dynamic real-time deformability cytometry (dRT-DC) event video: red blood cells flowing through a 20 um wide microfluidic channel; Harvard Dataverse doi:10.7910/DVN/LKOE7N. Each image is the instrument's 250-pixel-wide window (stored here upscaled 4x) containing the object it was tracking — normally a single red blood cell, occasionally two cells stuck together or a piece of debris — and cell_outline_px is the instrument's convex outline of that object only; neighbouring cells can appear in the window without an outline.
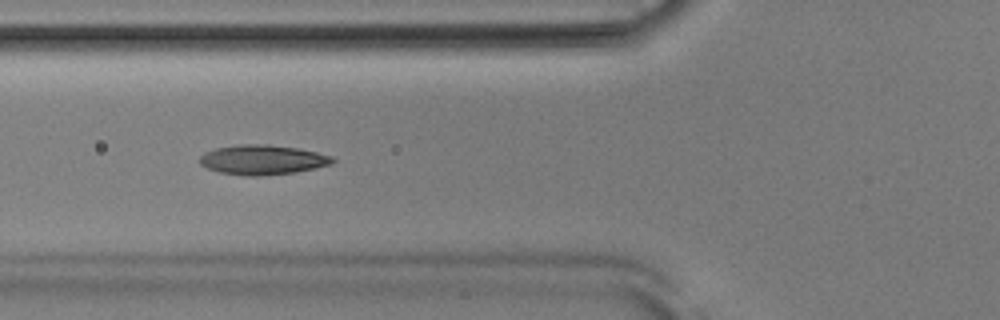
{"species": "Egyptian fruit bat (a non-hibernating species)", "species_latin": "Rousettus aegyptiacus", "temperature_condition": "room temperature", "stored_images_in_passage": 42, "camera_frame_rate_fps": 3000, "um_per_image_px": 0.085, "animal": {"sex": "male"}, "frame": {"image": 1, "passage_image": 9, "time_ms": 2.667, "image_size_px": [1000, 320], "cell_outline_px": [[336, 160], [332, 164], [316, 168], [296, 172], [260, 176], [244, 176], [220, 172], [208, 168], [200, 164], [200, 156], [204, 152], [216, 148], [240, 144], [268, 144], [300, 148], [332, 156]], "centroid_in_image_um": [22.34, 13.58], "position_along_channel_um": 103.5, "area_um2": 23.18}}
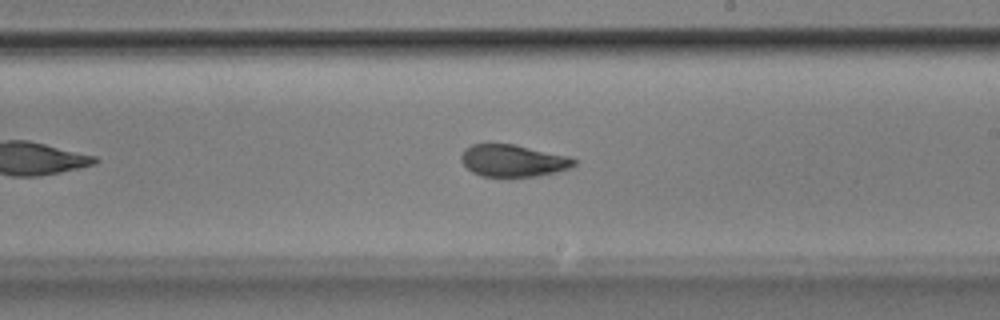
{"frame": {"image": 2, "passage_image": 20, "time_ms": 6.333, "image_size_px": [1000, 320], "cell_outline_px": [[576, 164], [568, 168], [556, 172], [536, 176], [512, 180], [480, 176], [472, 172], [460, 160], [460, 156], [464, 148], [472, 144], [512, 144], [568, 156], [576, 160]], "centroid_in_image_um": [43.56, 13.71], "position_along_channel_um": 245.4, "area_um2": 21.68}}
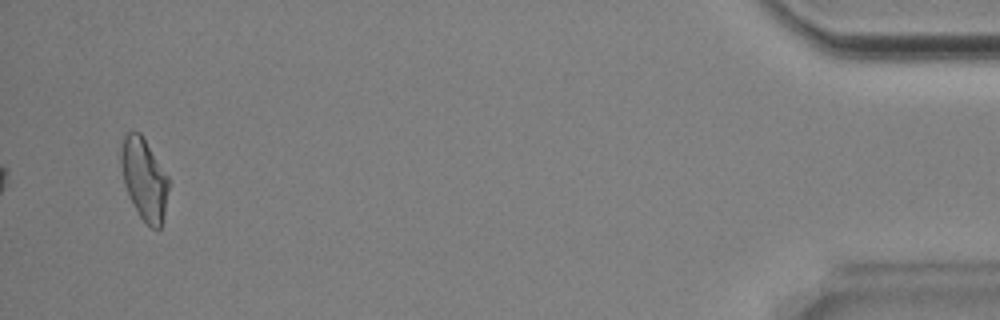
{"frame": {"image": 3, "passage_image": 40, "time_ms": 13.0, "image_size_px": [1000, 320], "cell_outline_px": [[168, 188], [164, 212], [160, 228], [156, 232], [140, 216], [124, 184], [120, 160], [120, 148], [124, 136], [128, 132], [140, 132], [168, 176]], "centroid_in_image_um": [12.24, 15.2], "position_along_channel_um": 423.0, "area_um2": 22.2}, "authors_computed_cell_mechanics": {"area_um2": 22.0796, "velocity_mm_per_s": 3.8615, "shape_relaxation_time_tau1_ms": 6.164, "shape_relaxation_time_tau2_ms": 1.659, "deformation_change_tau1": 0.1852, "deformation_change_tau2": 0.0764}}